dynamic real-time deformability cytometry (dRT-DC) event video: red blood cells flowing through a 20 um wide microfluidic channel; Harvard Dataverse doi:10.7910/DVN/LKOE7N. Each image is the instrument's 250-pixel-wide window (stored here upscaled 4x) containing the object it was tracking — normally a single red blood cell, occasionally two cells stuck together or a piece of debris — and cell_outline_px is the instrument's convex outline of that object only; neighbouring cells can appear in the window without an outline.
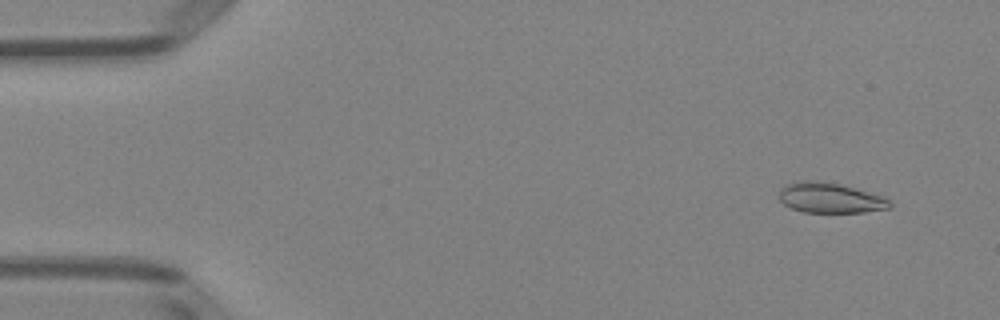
{"species": "Egyptian fruit bat (a non-hibernating species)", "species_latin": "Rousettus aegyptiacus", "temperature_condition": "room temperature", "stored_images_in_passage": 51, "camera_frame_rate_fps": 3000, "um_per_image_px": 0.085, "animal": {"sex": "female"}, "frame": {"image": 1, "passage_image": 4, "time_ms": 1.0, "image_size_px": [1000, 320], "cell_outline_px": [[892, 208], [864, 212], [804, 212], [792, 208], [784, 204], [780, 200], [780, 188], [788, 184], [800, 180], [816, 180], [840, 184], [884, 196], [892, 204]], "centroid_in_image_um": [70.58, 16.82], "position_along_channel_um": 14.4, "area_um2": 19.48}}
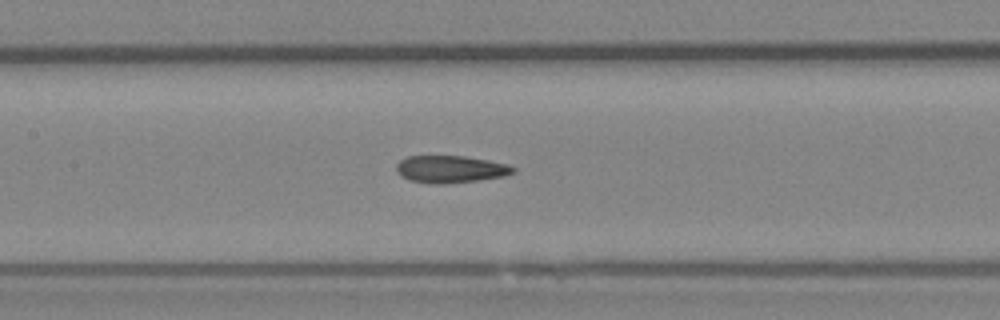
{"frame": {"image": 2, "passage_image": 24, "time_ms": 7.667, "image_size_px": [1000, 320], "cell_outline_px": [[516, 172], [504, 176], [480, 180], [444, 184], [436, 184], [412, 180], [400, 176], [396, 172], [396, 164], [400, 160], [408, 156], [464, 156], [488, 160], [508, 164], [516, 168]], "centroid_in_image_um": [38.31, 14.38], "position_along_channel_um": 169.1, "area_um2": 18.61}}
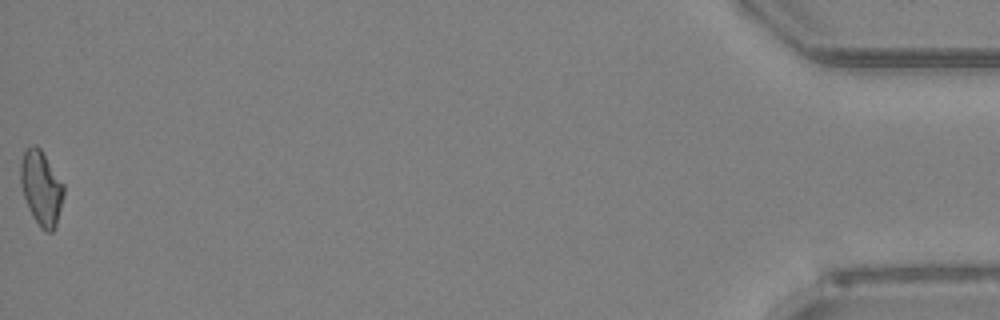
{"frame": {"image": 3, "passage_image": 51, "time_ms": 16.667, "image_size_px": [1000, 320], "cell_outline_px": [[64, 196], [56, 224], [52, 232], [48, 232], [40, 228], [32, 216], [28, 208], [20, 184], [20, 164], [24, 152], [32, 144], [36, 144], [40, 148], [64, 184]], "centroid_in_image_um": [3.5, 15.98], "position_along_channel_um": 431.7, "area_um2": 18.73}, "authors_computed_cell_mechanics": {"area_um2": 18.6694, "velocity_mm_per_s": 4.0049, "shape_relaxation_time_tau1_ms": null, "shape_relaxation_time_tau2_ms": 5.0441, "deformation_change_tau1": null, "deformation_change_tau2": 0.1113}}